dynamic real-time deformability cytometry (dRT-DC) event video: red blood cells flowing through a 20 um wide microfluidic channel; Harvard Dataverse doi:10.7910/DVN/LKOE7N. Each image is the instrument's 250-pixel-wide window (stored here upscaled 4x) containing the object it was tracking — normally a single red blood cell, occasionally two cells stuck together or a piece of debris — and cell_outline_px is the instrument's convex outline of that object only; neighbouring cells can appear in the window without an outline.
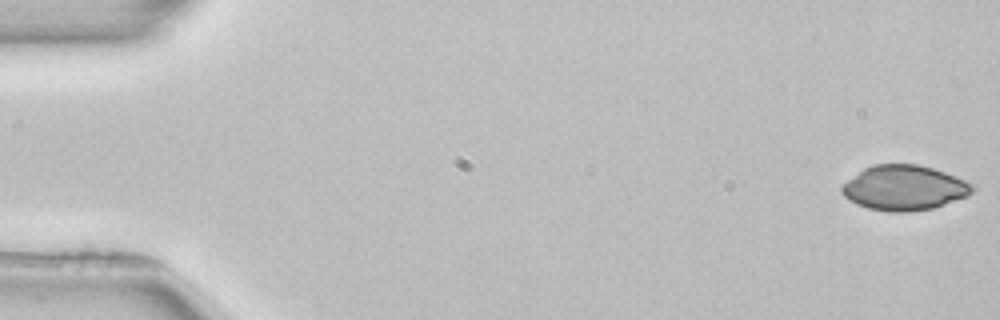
{"species": "common noctule bat (a hibernating species)", "species_latin": "Nyctalus noctula", "temperature_condition": "room temperature", "stored_images_in_passage": 52, "camera_frame_rate_fps": 3000, "um_per_image_px": 0.085, "animal": {"sex": "female", "body_mass_g": 22.7, "forearm_length_mm": 54.2}, "frame": {"image": 1, "passage_image": 1, "time_ms": 0.0, "image_size_px": [1000, 320], "cell_outline_px": [[976, 188], [968, 196], [932, 208], [908, 212], [888, 212], [868, 208], [856, 204], [848, 200], [840, 192], [840, 188], [848, 180], [864, 168], [872, 164], [916, 164], [932, 168], [944, 172], [976, 184]], "centroid_in_image_um": [76.86, 15.97], "position_along_channel_um": 8.1, "area_um2": 34.33}}